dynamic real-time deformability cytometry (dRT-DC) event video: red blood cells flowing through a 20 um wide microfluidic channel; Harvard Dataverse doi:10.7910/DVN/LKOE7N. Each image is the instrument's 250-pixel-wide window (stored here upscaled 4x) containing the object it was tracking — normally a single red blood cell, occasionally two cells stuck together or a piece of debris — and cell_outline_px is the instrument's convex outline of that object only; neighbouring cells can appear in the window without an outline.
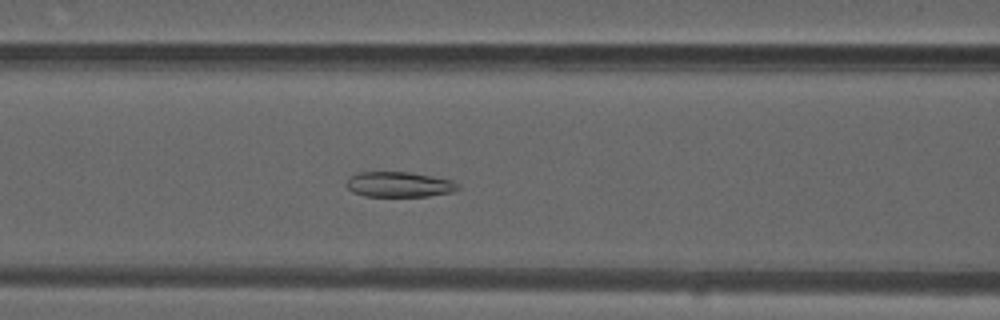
{"species": "common noctule bat (a hibernating species)", "species_latin": "Nyctalus noctula", "temperature_condition": "warm", "stored_images_in_passage": 40, "camera_frame_rate_fps": 3000, "um_per_image_px": 0.085, "animal": {"sex": "male", "forearm_length_mm": 52.5}, "frame": {"image": 1, "passage_image": 10, "time_ms": 3.0, "image_size_px": [1000, 320], "cell_outline_px": [[460, 188], [452, 192], [428, 196], [364, 196], [352, 192], [348, 188], [348, 176], [356, 172], [408, 172], [432, 176], [452, 180], [460, 184]], "centroid_in_image_um": [33.93, 15.67], "position_along_channel_um": 132.7, "area_um2": 16.47}}
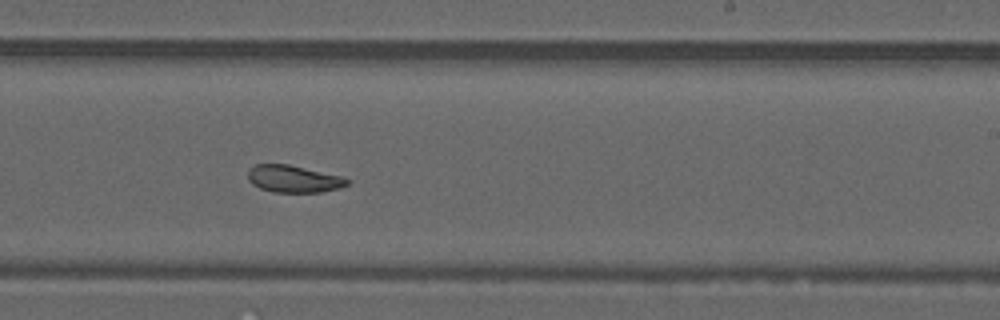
{"frame": {"image": 2, "passage_image": 20, "time_ms": 6.333, "image_size_px": [1000, 320], "cell_outline_px": [[348, 184], [340, 188], [320, 192], [272, 192], [260, 188], [252, 184], [248, 180], [248, 168], [256, 164], [288, 164], [344, 176], [348, 180]], "centroid_in_image_um": [24.94, 15.2], "position_along_channel_um": 264.1, "area_um2": 15.84}}
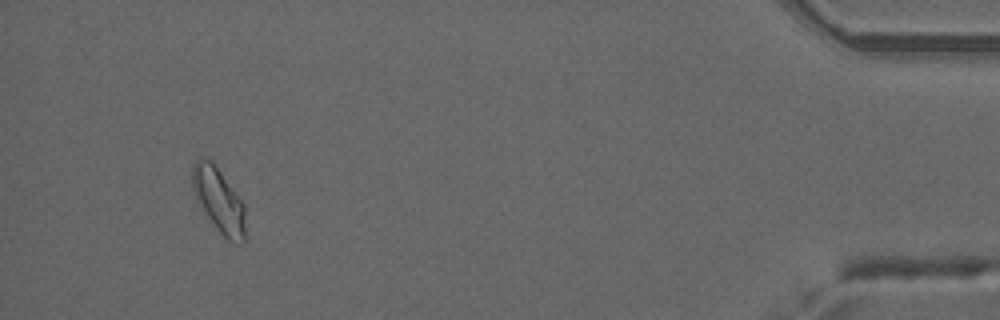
{"frame": {"image": 3, "passage_image": 37, "time_ms": 12.0, "image_size_px": [1000, 320], "cell_outline_px": [[244, 240], [240, 244], [232, 244], [220, 232], [196, 200], [192, 188], [192, 168], [196, 160], [200, 156], [212, 160], [244, 204]], "centroid_in_image_um": [18.58, 16.99], "position_along_channel_um": 416.6, "area_um2": 19.71}, "authors_computed_cell_mechanics": {"area_um2": 16.8487, "velocity_mm_per_s": 3.9657, "shape_relaxation_time_tau1_ms": null, "shape_relaxation_time_tau2_ms": 4.9105, "deformation_change_tau1": null, "deformation_change_tau2": 0.1089}}